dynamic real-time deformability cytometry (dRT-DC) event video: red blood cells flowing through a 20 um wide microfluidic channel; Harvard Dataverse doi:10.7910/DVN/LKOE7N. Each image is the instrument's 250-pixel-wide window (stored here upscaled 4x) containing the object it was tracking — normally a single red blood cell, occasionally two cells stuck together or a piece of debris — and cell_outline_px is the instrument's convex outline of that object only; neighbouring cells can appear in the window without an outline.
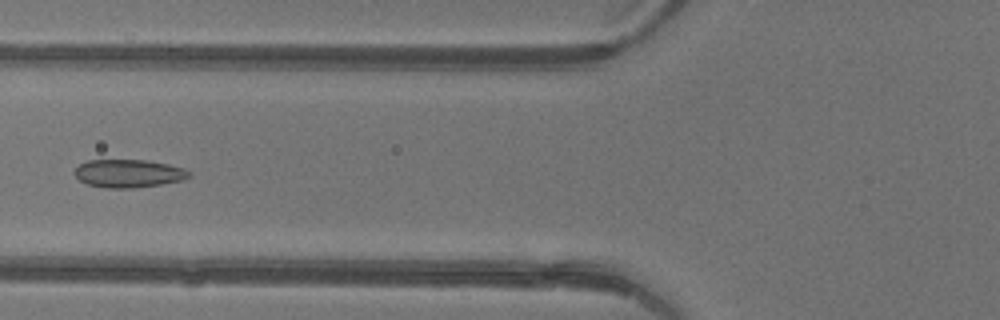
{"species": "common noctule bat (a hibernating species)", "species_latin": "Nyctalus noctula", "temperature_condition": "warm", "stored_images_in_passage": 34, "camera_frame_rate_fps": 3000, "um_per_image_px": 0.085, "animal": {"sex": "female"}, "frame": {"image": 1, "passage_image": 6, "time_ms": 1.667, "image_size_px": [1000, 320], "cell_outline_px": [[192, 176], [180, 180], [160, 184], [132, 188], [104, 188], [88, 184], [80, 180], [72, 172], [80, 164], [88, 160], [144, 160], [168, 164], [184, 168], [192, 172]], "centroid_in_image_um": [10.92, 14.74], "position_along_channel_um": 114.9, "area_um2": 18.67}}
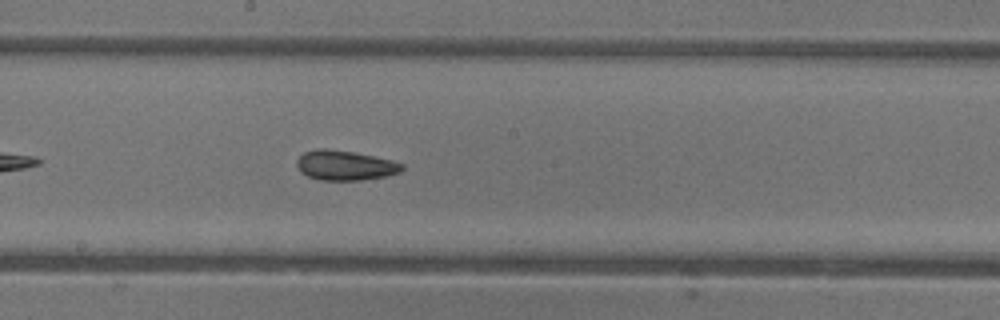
{"frame": {"image": 2, "passage_image": 13, "time_ms": 4.0, "image_size_px": [1000, 320], "cell_outline_px": [[404, 168], [400, 172], [388, 176], [360, 180], [320, 180], [308, 176], [300, 172], [296, 164], [296, 160], [304, 152], [320, 148], [328, 148], [352, 152], [392, 160], [404, 164]], "centroid_in_image_um": [29.33, 14.06], "position_along_channel_um": 218.9, "area_um2": 18.32}}
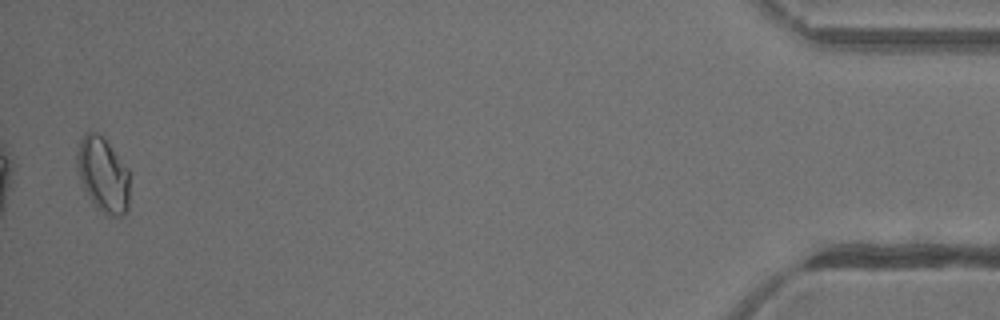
{"frame": {"image": 3, "passage_image": 33, "time_ms": 10.667, "image_size_px": [1000, 320], "cell_outline_px": [[128, 208], [124, 216], [104, 216], [92, 204], [80, 180], [76, 164], [76, 152], [80, 140], [84, 132], [96, 132], [104, 136], [128, 168]], "centroid_in_image_um": [8.74, 14.85], "position_along_channel_um": 426.5, "area_um2": 23.47}, "authors_computed_cell_mechanics": {"area_um2": 18.3804, "velocity_mm_per_s": 4.4438, "shape_relaxation_time_tau1_ms": null, "shape_relaxation_time_tau2_ms": 3.6518, "deformation_change_tau1": null, "deformation_change_tau2": 0.0756}}